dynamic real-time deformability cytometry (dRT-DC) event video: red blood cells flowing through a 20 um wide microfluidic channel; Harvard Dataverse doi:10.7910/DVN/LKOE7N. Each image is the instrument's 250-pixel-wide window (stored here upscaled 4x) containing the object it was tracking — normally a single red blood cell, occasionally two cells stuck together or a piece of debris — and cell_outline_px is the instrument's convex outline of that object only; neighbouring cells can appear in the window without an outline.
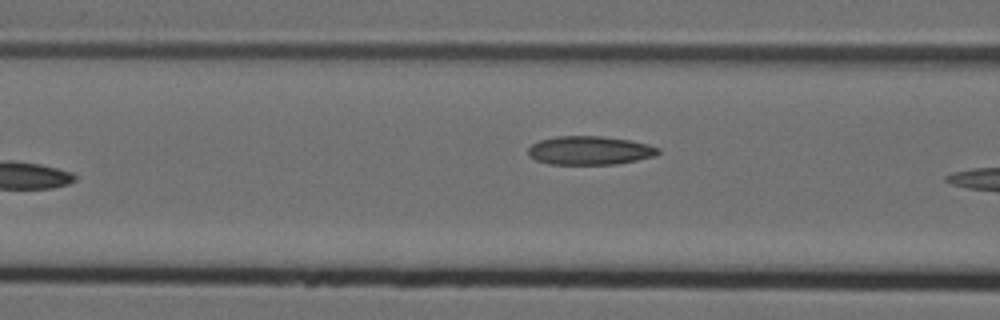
{"species": "Egyptian fruit bat (a non-hibernating species)", "species_latin": "Rousettus aegyptiacus", "temperature_condition": "cold", "stored_images_in_passage": 9, "camera_frame_rate_fps": 3000, "um_per_image_px": 0.085, "animal": {"sex": "female"}, "frame": {"image": 1, "passage_image": 8, "time_ms": 2.333, "image_size_px": [1000, 320], "cell_outline_px": [[660, 152], [656, 156], [616, 164], [548, 164], [536, 160], [528, 156], [528, 148], [532, 144], [540, 140], [556, 136], [600, 136], [628, 140], [648, 144], [660, 148]], "centroid_in_image_um": [50.12, 12.79], "position_along_channel_um": 116.5, "area_um2": 21.73}}